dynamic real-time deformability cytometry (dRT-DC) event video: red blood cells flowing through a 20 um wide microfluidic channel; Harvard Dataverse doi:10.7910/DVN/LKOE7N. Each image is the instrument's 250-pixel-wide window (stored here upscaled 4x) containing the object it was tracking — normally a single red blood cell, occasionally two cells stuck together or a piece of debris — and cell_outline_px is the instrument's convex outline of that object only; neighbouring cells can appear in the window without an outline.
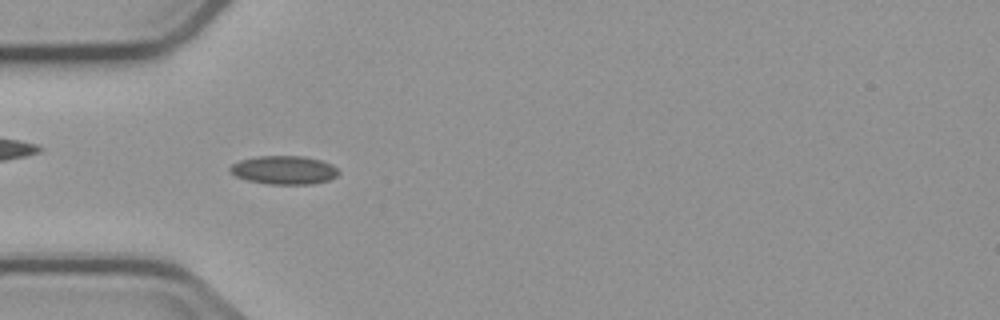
{"species": "common noctule bat (a hibernating species)", "species_latin": "Nyctalus noctula", "temperature_condition": "cold", "stored_images_in_passage": 4, "camera_frame_rate_fps": 3000, "um_per_image_px": 0.085, "animal": {"sex": "male", "body_mass_g": 23.1, "forearm_length_mm": 52.7}, "frame": {"image": 1, "passage_image": 3, "time_ms": 3.333, "image_size_px": [1000, 320], "cell_outline_px": [[340, 172], [336, 176], [328, 180], [312, 184], [268, 184], [248, 180], [236, 176], [228, 172], [228, 168], [232, 164], [240, 160], [256, 156], [304, 156], [320, 160], [332, 164]], "centroid_in_image_um": [24.12, 14.45], "position_along_channel_um": 60.9, "area_um2": 18.09}}
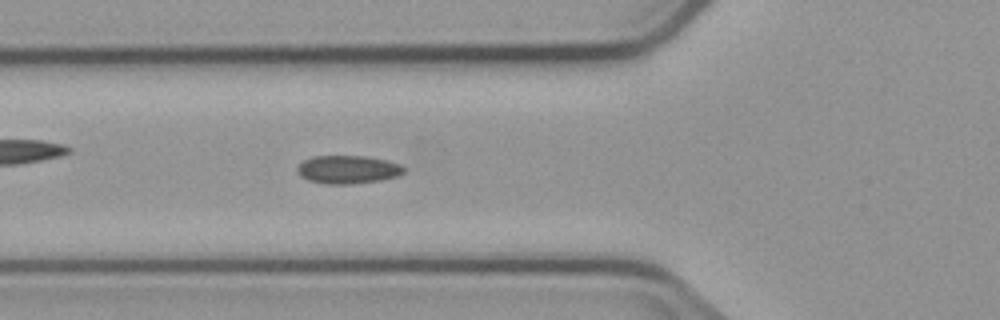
{"frame": {"image": 2, "passage_image": 4, "time_ms": 4.333, "image_size_px": [1000, 320], "cell_outline_px": [[404, 172], [400, 176], [380, 180], [352, 184], [328, 184], [308, 180], [300, 176], [296, 168], [304, 160], [312, 156], [364, 156], [384, 160], [400, 164], [404, 168]], "centroid_in_image_um": [29.56, 14.41], "position_along_channel_um": 96.2, "area_um2": 17.46}}